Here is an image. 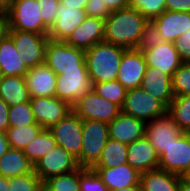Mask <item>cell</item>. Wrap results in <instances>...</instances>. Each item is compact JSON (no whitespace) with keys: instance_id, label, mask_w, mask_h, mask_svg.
<instances>
[{"instance_id":"obj_1","label":"cell","mask_w":190,"mask_h":191,"mask_svg":"<svg viewBox=\"0 0 190 191\" xmlns=\"http://www.w3.org/2000/svg\"><path fill=\"white\" fill-rule=\"evenodd\" d=\"M148 19L132 7L113 11L105 20L104 41L136 49Z\"/></svg>"},{"instance_id":"obj_2","label":"cell","mask_w":190,"mask_h":191,"mask_svg":"<svg viewBox=\"0 0 190 191\" xmlns=\"http://www.w3.org/2000/svg\"><path fill=\"white\" fill-rule=\"evenodd\" d=\"M126 48L106 41L94 44L85 50V60L91 83L117 80V75Z\"/></svg>"},{"instance_id":"obj_3","label":"cell","mask_w":190,"mask_h":191,"mask_svg":"<svg viewBox=\"0 0 190 191\" xmlns=\"http://www.w3.org/2000/svg\"><path fill=\"white\" fill-rule=\"evenodd\" d=\"M108 139L107 123L98 120H82L81 168H93L97 164Z\"/></svg>"},{"instance_id":"obj_4","label":"cell","mask_w":190,"mask_h":191,"mask_svg":"<svg viewBox=\"0 0 190 191\" xmlns=\"http://www.w3.org/2000/svg\"><path fill=\"white\" fill-rule=\"evenodd\" d=\"M45 64L56 74L63 70L87 69L85 50L68 45L64 41L49 39L45 51Z\"/></svg>"},{"instance_id":"obj_5","label":"cell","mask_w":190,"mask_h":191,"mask_svg":"<svg viewBox=\"0 0 190 191\" xmlns=\"http://www.w3.org/2000/svg\"><path fill=\"white\" fill-rule=\"evenodd\" d=\"M48 34H38L20 30H10L18 55L29 69L45 63V51L49 41Z\"/></svg>"},{"instance_id":"obj_6","label":"cell","mask_w":190,"mask_h":191,"mask_svg":"<svg viewBox=\"0 0 190 191\" xmlns=\"http://www.w3.org/2000/svg\"><path fill=\"white\" fill-rule=\"evenodd\" d=\"M40 9L37 0H21L9 5L6 11L10 30L48 34L49 30L43 24Z\"/></svg>"},{"instance_id":"obj_7","label":"cell","mask_w":190,"mask_h":191,"mask_svg":"<svg viewBox=\"0 0 190 191\" xmlns=\"http://www.w3.org/2000/svg\"><path fill=\"white\" fill-rule=\"evenodd\" d=\"M121 112L145 122L167 113V107L141 87L127 90Z\"/></svg>"},{"instance_id":"obj_8","label":"cell","mask_w":190,"mask_h":191,"mask_svg":"<svg viewBox=\"0 0 190 191\" xmlns=\"http://www.w3.org/2000/svg\"><path fill=\"white\" fill-rule=\"evenodd\" d=\"M72 111L82 120H98L109 124L119 115L121 108L91 89L72 105Z\"/></svg>"},{"instance_id":"obj_9","label":"cell","mask_w":190,"mask_h":191,"mask_svg":"<svg viewBox=\"0 0 190 191\" xmlns=\"http://www.w3.org/2000/svg\"><path fill=\"white\" fill-rule=\"evenodd\" d=\"M57 142L71 153L80 167V153L82 148V119L71 111L65 118L61 119L49 128Z\"/></svg>"},{"instance_id":"obj_10","label":"cell","mask_w":190,"mask_h":191,"mask_svg":"<svg viewBox=\"0 0 190 191\" xmlns=\"http://www.w3.org/2000/svg\"><path fill=\"white\" fill-rule=\"evenodd\" d=\"M92 89L87 69L63 70L57 75L55 96L71 106Z\"/></svg>"},{"instance_id":"obj_11","label":"cell","mask_w":190,"mask_h":191,"mask_svg":"<svg viewBox=\"0 0 190 191\" xmlns=\"http://www.w3.org/2000/svg\"><path fill=\"white\" fill-rule=\"evenodd\" d=\"M77 159L66 149L57 145L34 165V172L44 182L50 177L66 174L78 169Z\"/></svg>"},{"instance_id":"obj_12","label":"cell","mask_w":190,"mask_h":191,"mask_svg":"<svg viewBox=\"0 0 190 191\" xmlns=\"http://www.w3.org/2000/svg\"><path fill=\"white\" fill-rule=\"evenodd\" d=\"M190 168V133L183 132L159 157V169L181 176Z\"/></svg>"},{"instance_id":"obj_13","label":"cell","mask_w":190,"mask_h":191,"mask_svg":"<svg viewBox=\"0 0 190 191\" xmlns=\"http://www.w3.org/2000/svg\"><path fill=\"white\" fill-rule=\"evenodd\" d=\"M30 104L37 124L43 129H49L72 111L68 102L56 96L32 97Z\"/></svg>"},{"instance_id":"obj_14","label":"cell","mask_w":190,"mask_h":191,"mask_svg":"<svg viewBox=\"0 0 190 191\" xmlns=\"http://www.w3.org/2000/svg\"><path fill=\"white\" fill-rule=\"evenodd\" d=\"M146 68V59L142 51L126 49L122 55L117 80L126 90L141 87Z\"/></svg>"},{"instance_id":"obj_15","label":"cell","mask_w":190,"mask_h":191,"mask_svg":"<svg viewBox=\"0 0 190 191\" xmlns=\"http://www.w3.org/2000/svg\"><path fill=\"white\" fill-rule=\"evenodd\" d=\"M182 133L178 123L168 113L145 124V137L157 150L159 157L172 139L179 137Z\"/></svg>"},{"instance_id":"obj_16","label":"cell","mask_w":190,"mask_h":191,"mask_svg":"<svg viewBox=\"0 0 190 191\" xmlns=\"http://www.w3.org/2000/svg\"><path fill=\"white\" fill-rule=\"evenodd\" d=\"M87 17L84 9L65 7L59 2L55 13V23L48 32V38L53 41L65 42Z\"/></svg>"},{"instance_id":"obj_17","label":"cell","mask_w":190,"mask_h":191,"mask_svg":"<svg viewBox=\"0 0 190 191\" xmlns=\"http://www.w3.org/2000/svg\"><path fill=\"white\" fill-rule=\"evenodd\" d=\"M146 122L120 112L108 124L109 138L130 145L145 136Z\"/></svg>"},{"instance_id":"obj_18","label":"cell","mask_w":190,"mask_h":191,"mask_svg":"<svg viewBox=\"0 0 190 191\" xmlns=\"http://www.w3.org/2000/svg\"><path fill=\"white\" fill-rule=\"evenodd\" d=\"M142 52L148 67H155L171 77L183 63L174 43L171 42H164Z\"/></svg>"},{"instance_id":"obj_19","label":"cell","mask_w":190,"mask_h":191,"mask_svg":"<svg viewBox=\"0 0 190 191\" xmlns=\"http://www.w3.org/2000/svg\"><path fill=\"white\" fill-rule=\"evenodd\" d=\"M104 35L105 20L88 16L65 42L75 48L87 50L94 44L104 41Z\"/></svg>"},{"instance_id":"obj_20","label":"cell","mask_w":190,"mask_h":191,"mask_svg":"<svg viewBox=\"0 0 190 191\" xmlns=\"http://www.w3.org/2000/svg\"><path fill=\"white\" fill-rule=\"evenodd\" d=\"M24 77L30 98L55 96L57 75L45 63L29 68Z\"/></svg>"},{"instance_id":"obj_21","label":"cell","mask_w":190,"mask_h":191,"mask_svg":"<svg viewBox=\"0 0 190 191\" xmlns=\"http://www.w3.org/2000/svg\"><path fill=\"white\" fill-rule=\"evenodd\" d=\"M127 163L139 173L159 169V154L144 136L128 145Z\"/></svg>"},{"instance_id":"obj_22","label":"cell","mask_w":190,"mask_h":191,"mask_svg":"<svg viewBox=\"0 0 190 191\" xmlns=\"http://www.w3.org/2000/svg\"><path fill=\"white\" fill-rule=\"evenodd\" d=\"M165 42L174 43L190 29V12L164 11L151 20Z\"/></svg>"},{"instance_id":"obj_23","label":"cell","mask_w":190,"mask_h":191,"mask_svg":"<svg viewBox=\"0 0 190 191\" xmlns=\"http://www.w3.org/2000/svg\"><path fill=\"white\" fill-rule=\"evenodd\" d=\"M141 88L162 102L167 108L174 99L172 77L155 67L147 66Z\"/></svg>"},{"instance_id":"obj_24","label":"cell","mask_w":190,"mask_h":191,"mask_svg":"<svg viewBox=\"0 0 190 191\" xmlns=\"http://www.w3.org/2000/svg\"><path fill=\"white\" fill-rule=\"evenodd\" d=\"M108 190L123 189L139 184L140 173L128 163L111 168H92Z\"/></svg>"},{"instance_id":"obj_25","label":"cell","mask_w":190,"mask_h":191,"mask_svg":"<svg viewBox=\"0 0 190 191\" xmlns=\"http://www.w3.org/2000/svg\"><path fill=\"white\" fill-rule=\"evenodd\" d=\"M34 172V164L24 154L23 150L9 148L0 157V176L14 178Z\"/></svg>"},{"instance_id":"obj_26","label":"cell","mask_w":190,"mask_h":191,"mask_svg":"<svg viewBox=\"0 0 190 191\" xmlns=\"http://www.w3.org/2000/svg\"><path fill=\"white\" fill-rule=\"evenodd\" d=\"M181 176L161 169L140 173L142 191H177Z\"/></svg>"},{"instance_id":"obj_27","label":"cell","mask_w":190,"mask_h":191,"mask_svg":"<svg viewBox=\"0 0 190 191\" xmlns=\"http://www.w3.org/2000/svg\"><path fill=\"white\" fill-rule=\"evenodd\" d=\"M0 71L2 76H25L28 72L9 36L0 42Z\"/></svg>"},{"instance_id":"obj_28","label":"cell","mask_w":190,"mask_h":191,"mask_svg":"<svg viewBox=\"0 0 190 191\" xmlns=\"http://www.w3.org/2000/svg\"><path fill=\"white\" fill-rule=\"evenodd\" d=\"M0 98L10 107L30 101L24 76H2Z\"/></svg>"},{"instance_id":"obj_29","label":"cell","mask_w":190,"mask_h":191,"mask_svg":"<svg viewBox=\"0 0 190 191\" xmlns=\"http://www.w3.org/2000/svg\"><path fill=\"white\" fill-rule=\"evenodd\" d=\"M127 151L128 145L109 138L101 158L93 168H111L127 164Z\"/></svg>"},{"instance_id":"obj_30","label":"cell","mask_w":190,"mask_h":191,"mask_svg":"<svg viewBox=\"0 0 190 191\" xmlns=\"http://www.w3.org/2000/svg\"><path fill=\"white\" fill-rule=\"evenodd\" d=\"M57 146L53 134L49 129H42L28 145L23 149L24 154L35 165L43 156Z\"/></svg>"},{"instance_id":"obj_31","label":"cell","mask_w":190,"mask_h":191,"mask_svg":"<svg viewBox=\"0 0 190 191\" xmlns=\"http://www.w3.org/2000/svg\"><path fill=\"white\" fill-rule=\"evenodd\" d=\"M85 169L79 167L73 172L50 177L43 182V191H80V174Z\"/></svg>"},{"instance_id":"obj_32","label":"cell","mask_w":190,"mask_h":191,"mask_svg":"<svg viewBox=\"0 0 190 191\" xmlns=\"http://www.w3.org/2000/svg\"><path fill=\"white\" fill-rule=\"evenodd\" d=\"M167 113L178 123L183 132L190 133V95L174 97Z\"/></svg>"},{"instance_id":"obj_33","label":"cell","mask_w":190,"mask_h":191,"mask_svg":"<svg viewBox=\"0 0 190 191\" xmlns=\"http://www.w3.org/2000/svg\"><path fill=\"white\" fill-rule=\"evenodd\" d=\"M43 128L40 125L8 127L7 140L11 148L23 150Z\"/></svg>"},{"instance_id":"obj_34","label":"cell","mask_w":190,"mask_h":191,"mask_svg":"<svg viewBox=\"0 0 190 191\" xmlns=\"http://www.w3.org/2000/svg\"><path fill=\"white\" fill-rule=\"evenodd\" d=\"M92 90L106 100L115 103L120 108L124 103L127 92L118 80L93 83Z\"/></svg>"},{"instance_id":"obj_35","label":"cell","mask_w":190,"mask_h":191,"mask_svg":"<svg viewBox=\"0 0 190 191\" xmlns=\"http://www.w3.org/2000/svg\"><path fill=\"white\" fill-rule=\"evenodd\" d=\"M8 118L9 127L38 125L35 120L30 101L10 106Z\"/></svg>"},{"instance_id":"obj_36","label":"cell","mask_w":190,"mask_h":191,"mask_svg":"<svg viewBox=\"0 0 190 191\" xmlns=\"http://www.w3.org/2000/svg\"><path fill=\"white\" fill-rule=\"evenodd\" d=\"M174 97L190 95V62H183L172 77Z\"/></svg>"},{"instance_id":"obj_37","label":"cell","mask_w":190,"mask_h":191,"mask_svg":"<svg viewBox=\"0 0 190 191\" xmlns=\"http://www.w3.org/2000/svg\"><path fill=\"white\" fill-rule=\"evenodd\" d=\"M166 0H131L130 7L137 10L149 21L165 11Z\"/></svg>"},{"instance_id":"obj_38","label":"cell","mask_w":190,"mask_h":191,"mask_svg":"<svg viewBox=\"0 0 190 191\" xmlns=\"http://www.w3.org/2000/svg\"><path fill=\"white\" fill-rule=\"evenodd\" d=\"M9 191H43V182L35 172L9 179Z\"/></svg>"},{"instance_id":"obj_39","label":"cell","mask_w":190,"mask_h":191,"mask_svg":"<svg viewBox=\"0 0 190 191\" xmlns=\"http://www.w3.org/2000/svg\"><path fill=\"white\" fill-rule=\"evenodd\" d=\"M80 191H109L102 179L92 168H86L80 174Z\"/></svg>"},{"instance_id":"obj_40","label":"cell","mask_w":190,"mask_h":191,"mask_svg":"<svg viewBox=\"0 0 190 191\" xmlns=\"http://www.w3.org/2000/svg\"><path fill=\"white\" fill-rule=\"evenodd\" d=\"M164 42V39L158 32L154 23L152 21H148V23L144 27V31L141 35V39L136 49L142 51L149 48H155L156 46Z\"/></svg>"},{"instance_id":"obj_41","label":"cell","mask_w":190,"mask_h":191,"mask_svg":"<svg viewBox=\"0 0 190 191\" xmlns=\"http://www.w3.org/2000/svg\"><path fill=\"white\" fill-rule=\"evenodd\" d=\"M41 7V19L44 26L50 30L55 23V13L59 5V0H37Z\"/></svg>"},{"instance_id":"obj_42","label":"cell","mask_w":190,"mask_h":191,"mask_svg":"<svg viewBox=\"0 0 190 191\" xmlns=\"http://www.w3.org/2000/svg\"><path fill=\"white\" fill-rule=\"evenodd\" d=\"M89 17H95L102 20H106L112 13L103 0H89L84 9Z\"/></svg>"},{"instance_id":"obj_43","label":"cell","mask_w":190,"mask_h":191,"mask_svg":"<svg viewBox=\"0 0 190 191\" xmlns=\"http://www.w3.org/2000/svg\"><path fill=\"white\" fill-rule=\"evenodd\" d=\"M174 45L183 62H190V29L182 34Z\"/></svg>"},{"instance_id":"obj_44","label":"cell","mask_w":190,"mask_h":191,"mask_svg":"<svg viewBox=\"0 0 190 191\" xmlns=\"http://www.w3.org/2000/svg\"><path fill=\"white\" fill-rule=\"evenodd\" d=\"M166 11L190 12V0H166Z\"/></svg>"},{"instance_id":"obj_45","label":"cell","mask_w":190,"mask_h":191,"mask_svg":"<svg viewBox=\"0 0 190 191\" xmlns=\"http://www.w3.org/2000/svg\"><path fill=\"white\" fill-rule=\"evenodd\" d=\"M9 32H10L9 16L6 9L4 8L0 12V42L9 36Z\"/></svg>"},{"instance_id":"obj_46","label":"cell","mask_w":190,"mask_h":191,"mask_svg":"<svg viewBox=\"0 0 190 191\" xmlns=\"http://www.w3.org/2000/svg\"><path fill=\"white\" fill-rule=\"evenodd\" d=\"M9 106L0 98V132L6 133L9 127Z\"/></svg>"},{"instance_id":"obj_47","label":"cell","mask_w":190,"mask_h":191,"mask_svg":"<svg viewBox=\"0 0 190 191\" xmlns=\"http://www.w3.org/2000/svg\"><path fill=\"white\" fill-rule=\"evenodd\" d=\"M107 8L113 12L130 6L129 0H103Z\"/></svg>"},{"instance_id":"obj_48","label":"cell","mask_w":190,"mask_h":191,"mask_svg":"<svg viewBox=\"0 0 190 191\" xmlns=\"http://www.w3.org/2000/svg\"><path fill=\"white\" fill-rule=\"evenodd\" d=\"M89 0H59L65 7H76L77 9H85Z\"/></svg>"},{"instance_id":"obj_49","label":"cell","mask_w":190,"mask_h":191,"mask_svg":"<svg viewBox=\"0 0 190 191\" xmlns=\"http://www.w3.org/2000/svg\"><path fill=\"white\" fill-rule=\"evenodd\" d=\"M10 148L9 142L7 140V135L4 132H0V157L7 152Z\"/></svg>"},{"instance_id":"obj_50","label":"cell","mask_w":190,"mask_h":191,"mask_svg":"<svg viewBox=\"0 0 190 191\" xmlns=\"http://www.w3.org/2000/svg\"><path fill=\"white\" fill-rule=\"evenodd\" d=\"M0 191H9V178L0 176Z\"/></svg>"},{"instance_id":"obj_51","label":"cell","mask_w":190,"mask_h":191,"mask_svg":"<svg viewBox=\"0 0 190 191\" xmlns=\"http://www.w3.org/2000/svg\"><path fill=\"white\" fill-rule=\"evenodd\" d=\"M177 191H190V183L181 178Z\"/></svg>"},{"instance_id":"obj_52","label":"cell","mask_w":190,"mask_h":191,"mask_svg":"<svg viewBox=\"0 0 190 191\" xmlns=\"http://www.w3.org/2000/svg\"><path fill=\"white\" fill-rule=\"evenodd\" d=\"M109 191H142V188H141V185L139 183V184L133 185L131 187H126L123 189H116V190H109Z\"/></svg>"},{"instance_id":"obj_53","label":"cell","mask_w":190,"mask_h":191,"mask_svg":"<svg viewBox=\"0 0 190 191\" xmlns=\"http://www.w3.org/2000/svg\"><path fill=\"white\" fill-rule=\"evenodd\" d=\"M181 178L190 183V168H188L182 175Z\"/></svg>"},{"instance_id":"obj_54","label":"cell","mask_w":190,"mask_h":191,"mask_svg":"<svg viewBox=\"0 0 190 191\" xmlns=\"http://www.w3.org/2000/svg\"><path fill=\"white\" fill-rule=\"evenodd\" d=\"M18 1H21V0H7L3 6L4 8L6 9L9 5H11L12 3H15V2H18Z\"/></svg>"},{"instance_id":"obj_55","label":"cell","mask_w":190,"mask_h":191,"mask_svg":"<svg viewBox=\"0 0 190 191\" xmlns=\"http://www.w3.org/2000/svg\"><path fill=\"white\" fill-rule=\"evenodd\" d=\"M4 9L3 4L0 2V12Z\"/></svg>"},{"instance_id":"obj_56","label":"cell","mask_w":190,"mask_h":191,"mask_svg":"<svg viewBox=\"0 0 190 191\" xmlns=\"http://www.w3.org/2000/svg\"><path fill=\"white\" fill-rule=\"evenodd\" d=\"M6 1H7V0H0V2H1L2 4H4Z\"/></svg>"}]
</instances>
